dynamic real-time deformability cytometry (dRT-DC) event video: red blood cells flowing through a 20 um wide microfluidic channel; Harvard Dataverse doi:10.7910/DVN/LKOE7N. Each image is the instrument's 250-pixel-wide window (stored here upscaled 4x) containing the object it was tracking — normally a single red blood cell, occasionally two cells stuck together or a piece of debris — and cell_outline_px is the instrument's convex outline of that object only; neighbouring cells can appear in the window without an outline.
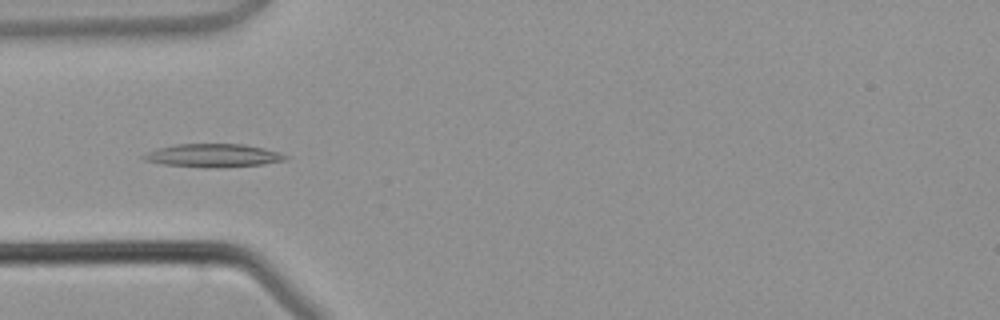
{"species": "common noctule bat (a hibernating species)", "species_latin": "Nyctalus noctula", "temperature_condition": "warm", "stored_images_in_passage": 3, "camera_frame_rate_fps": 3000, "um_per_image_px": 0.085, "animal": {"sex": "male", "body_mass_g": 21.5, "forearm_length_mm": 52.0}, "frame": {"image": 1, "passage_image": 3, "time_ms": 2.333, "image_size_px": [1000, 320], "cell_outline_px": [[288, 156], [284, 160], [264, 164], [216, 168], [204, 168], [164, 164], [144, 160], [140, 156], [148, 152], [160, 148], [176, 144], [240, 144], [264, 148], [280, 152]], "centroid_in_image_um": [18.12, 13.22], "position_along_channel_um": 66.9, "area_um2": 19.13}}